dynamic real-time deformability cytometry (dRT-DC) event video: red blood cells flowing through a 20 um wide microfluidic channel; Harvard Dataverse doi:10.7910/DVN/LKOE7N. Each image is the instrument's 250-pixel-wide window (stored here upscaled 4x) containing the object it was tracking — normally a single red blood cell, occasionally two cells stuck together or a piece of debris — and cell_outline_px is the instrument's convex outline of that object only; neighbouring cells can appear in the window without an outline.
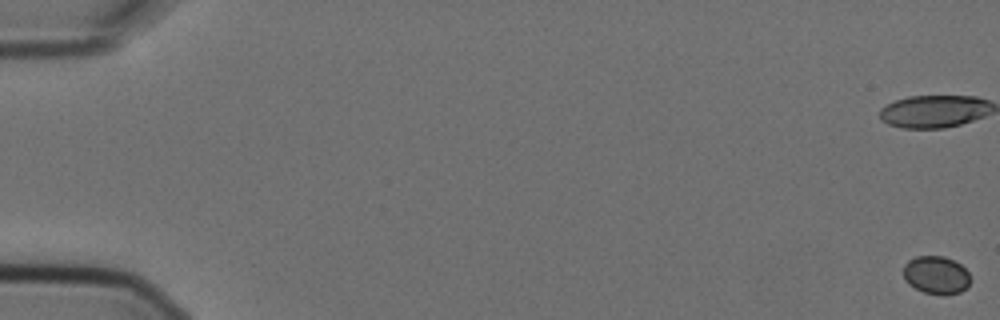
{"species": "Egyptian fruit bat (a non-hibernating species)", "species_latin": "Rousettus aegyptiacus", "temperature_condition": "cold", "stored_images_in_passage": 8, "camera_frame_rate_fps": 3000, "um_per_image_px": 0.085, "animal": {"sex": "female"}, "frame": {"image": 1, "passage_image": 1, "time_ms": 0.0, "image_size_px": [1000, 320], "cell_outline_px": [[972, 280], [968, 288], [960, 292], [944, 296], [924, 292], [908, 284], [904, 276], [904, 264], [908, 260], [916, 256], [944, 256], [960, 264], [968, 272]], "centroid_in_image_um": [79.61, 23.39], "position_along_channel_um": 5.4, "area_um2": 15.03}}